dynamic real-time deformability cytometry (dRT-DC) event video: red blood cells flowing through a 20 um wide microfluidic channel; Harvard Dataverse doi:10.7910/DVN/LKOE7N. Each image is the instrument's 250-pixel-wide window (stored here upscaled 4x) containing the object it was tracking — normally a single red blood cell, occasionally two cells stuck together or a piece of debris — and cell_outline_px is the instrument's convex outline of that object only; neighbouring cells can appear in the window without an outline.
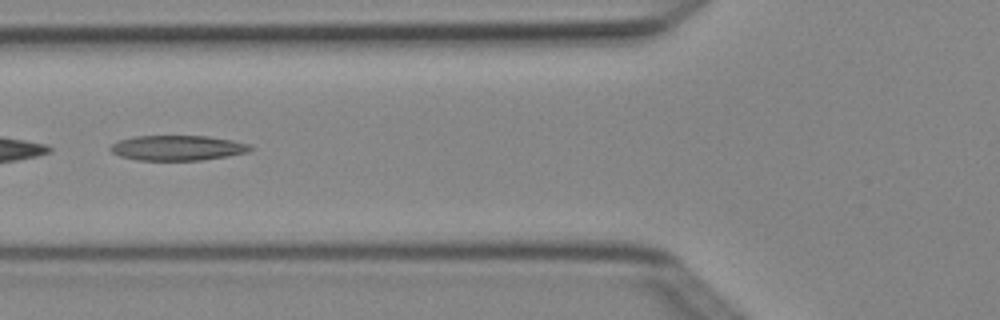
{"species": "Egyptian fruit bat (a non-hibernating species)", "species_latin": "Rousettus aegyptiacus", "temperature_condition": "cold", "stored_images_in_passage": 5, "camera_frame_rate_fps": 3000, "um_per_image_px": 0.085, "animal": {"sex": "female"}, "frame": {"image": 1, "passage_image": 5, "time_ms": 1.333, "image_size_px": [1000, 320], "cell_outline_px": [[256, 148], [248, 152], [228, 156], [200, 160], [136, 160], [120, 156], [112, 152], [108, 148], [112, 144], [120, 140], [132, 136], [208, 136], [232, 140], [252, 144]], "centroid_in_image_um": [15.13, 12.57], "position_along_channel_um": 110.7, "area_um2": 20.63}}